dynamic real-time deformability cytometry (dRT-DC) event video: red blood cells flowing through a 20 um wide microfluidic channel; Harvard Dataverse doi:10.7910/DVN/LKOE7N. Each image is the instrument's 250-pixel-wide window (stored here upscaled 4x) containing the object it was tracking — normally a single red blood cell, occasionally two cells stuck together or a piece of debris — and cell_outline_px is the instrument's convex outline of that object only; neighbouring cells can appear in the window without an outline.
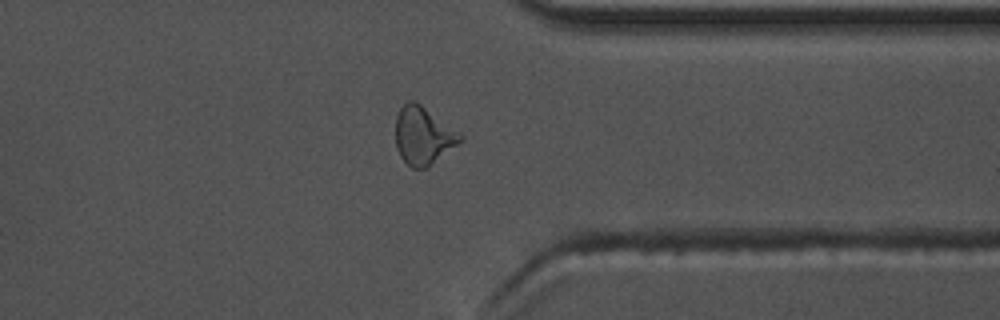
{"species": "common noctule bat (a hibernating species)", "species_latin": "Nyctalus noctula", "temperature_condition": "warm", "stored_images_in_passage": 42, "camera_frame_rate_fps": 3000, "um_per_image_px": 0.085, "animal": {"sex": "male", "body_mass_g": 17.5, "forearm_length_mm": 52.3}, "frame": {"image": 1, "passage_image": 30, "time_ms": 9.667, "image_size_px": [1000, 320], "cell_outline_px": [[464, 140], [424, 168], [412, 168], [400, 156], [396, 148], [396, 116], [400, 108], [408, 100], [416, 100], [460, 132], [464, 136]], "centroid_in_image_um": [35.97, 11.49], "position_along_channel_um": 375.4, "area_um2": 21.73}, "authors_computed_cell_mechanics": {"area_um2": 20.3745, "velocity_mm_per_s": 3.6684, "shape_relaxation_time_tau1_ms": 10.6187, "shape_relaxation_time_tau2_ms": 2.3258, "deformation_change_tau1": 0.2396, "deformation_change_tau2": 0.1047}}